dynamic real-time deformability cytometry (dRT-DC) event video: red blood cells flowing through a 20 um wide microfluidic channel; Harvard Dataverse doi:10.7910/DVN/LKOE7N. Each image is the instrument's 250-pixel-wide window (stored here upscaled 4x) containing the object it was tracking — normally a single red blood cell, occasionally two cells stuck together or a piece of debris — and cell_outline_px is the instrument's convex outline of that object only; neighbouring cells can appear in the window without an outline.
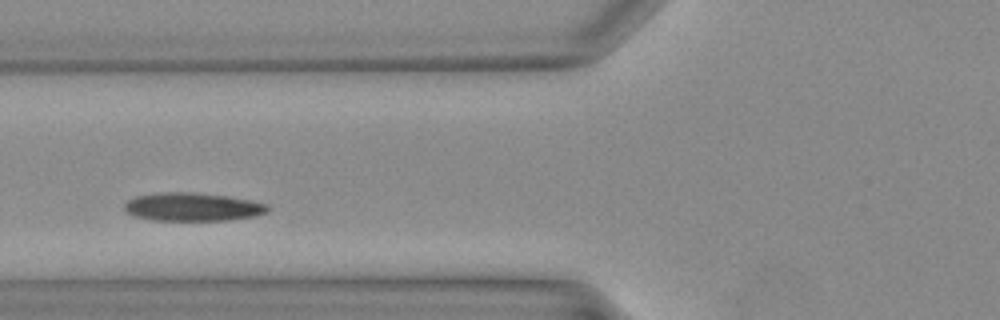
{"species": "Egyptian fruit bat (a non-hibernating species)", "species_latin": "Rousettus aegyptiacus", "temperature_condition": "warm", "stored_images_in_passage": 26, "camera_frame_rate_fps": 3000, "um_per_image_px": 0.085, "animal": {"sex": "female"}, "frame": {"image": 1, "passage_image": 5, "time_ms": 1.333, "image_size_px": [1000, 320], "cell_outline_px": [[268, 212], [256, 216], [228, 220], [152, 220], [132, 216], [124, 208], [124, 204], [128, 200], [136, 196], [164, 192], [192, 192], [228, 196], [268, 204]], "centroid_in_image_um": [16.36, 17.59], "position_along_channel_um": 109.4, "area_um2": 23.58}}
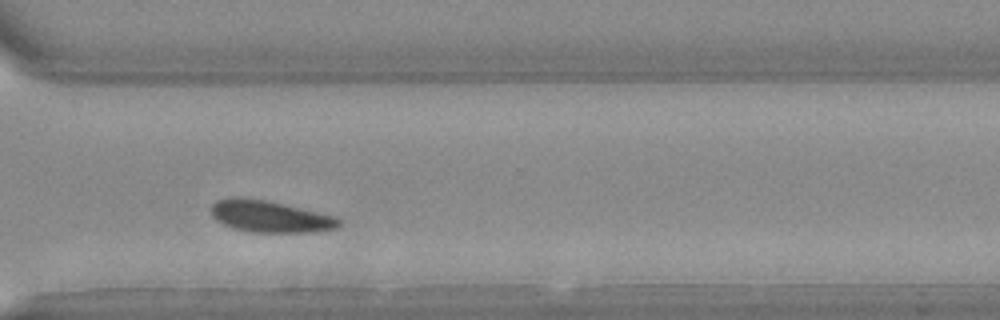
{"frame": {"image": 2, "passage_image": 19, "time_ms": 6.0, "image_size_px": [1000, 320], "cell_outline_px": [[340, 224], [336, 228], [312, 232], [248, 232], [232, 228], [216, 220], [212, 216], [212, 204], [216, 200], [228, 196], [240, 196], [268, 200], [336, 216], [340, 220]], "centroid_in_image_um": [22.91, 18.38], "position_along_channel_um": 347.7, "area_um2": 23.93}}